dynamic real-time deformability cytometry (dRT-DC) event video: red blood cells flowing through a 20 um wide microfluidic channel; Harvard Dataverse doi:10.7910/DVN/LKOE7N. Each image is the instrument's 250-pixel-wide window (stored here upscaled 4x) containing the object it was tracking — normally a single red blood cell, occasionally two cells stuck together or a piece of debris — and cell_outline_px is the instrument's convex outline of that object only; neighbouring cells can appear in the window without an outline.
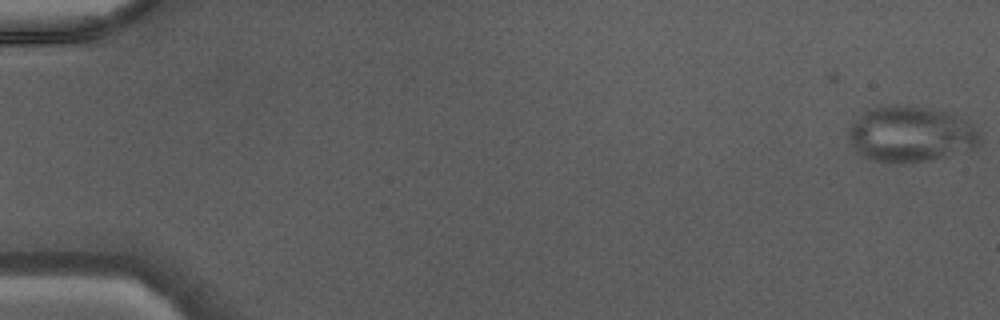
{"species": "Egyptian fruit bat (a non-hibernating species)", "species_latin": "Rousettus aegyptiacus", "temperature_condition": "warm", "stored_images_in_passage": 44, "camera_frame_rate_fps": 3000, "um_per_image_px": 0.085, "animal": {"sex": "male"}, "frame": {"image": 1, "passage_image": 1, "time_ms": 0.0, "image_size_px": [1000, 320], "cell_outline_px": [[984, 140], [976, 148], [932, 160], [896, 164], [868, 160], [852, 144], [848, 136], [848, 128], [868, 108], [880, 104], [904, 104], [952, 112], [968, 120], [980, 132]], "centroid_in_image_um": [77.47, 11.38], "position_along_channel_um": 7.5, "area_um2": 43.81}}